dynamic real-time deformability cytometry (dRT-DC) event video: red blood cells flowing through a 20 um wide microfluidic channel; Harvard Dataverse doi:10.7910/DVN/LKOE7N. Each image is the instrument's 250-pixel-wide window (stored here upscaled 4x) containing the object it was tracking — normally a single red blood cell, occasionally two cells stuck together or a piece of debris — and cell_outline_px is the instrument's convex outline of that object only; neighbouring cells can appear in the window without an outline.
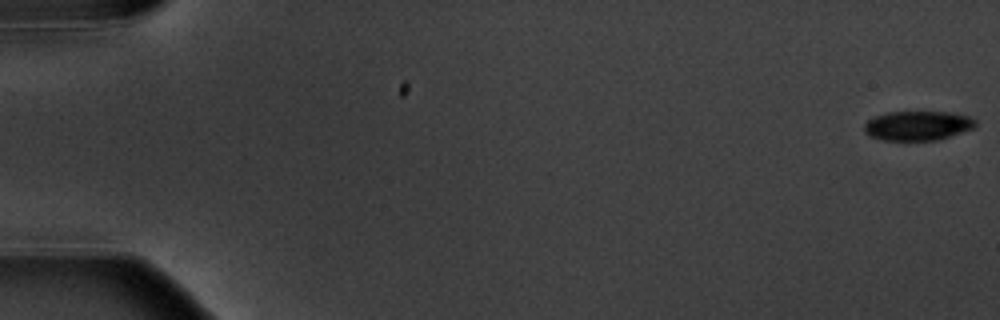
{"species": "common noctule bat (a hibernating species)", "species_latin": "Nyctalus noctula", "temperature_condition": "warm", "stored_images_in_passage": 5, "camera_frame_rate_fps": 3000, "um_per_image_px": 0.085, "animal": {"sex": "male", "body_mass_g": 20.1, "forearm_length_mm": 53.5}, "frame": {"image": 1, "passage_image": 1, "time_ms": 0.0, "image_size_px": [1000, 320], "cell_outline_px": [[976, 128], [936, 140], [884, 140], [868, 136], [864, 132], [864, 124], [868, 120], [876, 116], [888, 112], [952, 112], [968, 116], [976, 120]], "centroid_in_image_um": [78.01, 10.68], "position_along_channel_um": 7.0, "area_um2": 19.13}}
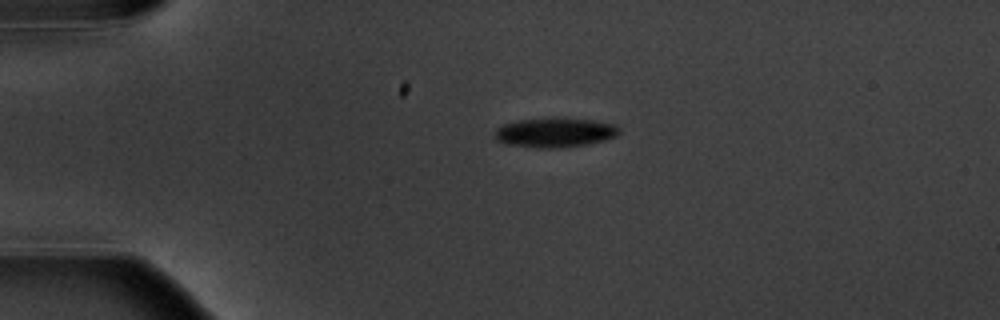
{"frame": {"image": 2, "passage_image": 4, "time_ms": 4.333, "image_size_px": [1000, 320], "cell_outline_px": [[620, 132], [616, 136], [604, 140], [588, 144], [560, 148], [536, 148], [504, 144], [496, 140], [496, 128], [504, 124], [516, 120], [556, 116], [592, 120], [616, 124], [620, 128]], "centroid_in_image_um": [47.17, 11.25], "position_along_channel_um": 37.8, "area_um2": 21.96}}